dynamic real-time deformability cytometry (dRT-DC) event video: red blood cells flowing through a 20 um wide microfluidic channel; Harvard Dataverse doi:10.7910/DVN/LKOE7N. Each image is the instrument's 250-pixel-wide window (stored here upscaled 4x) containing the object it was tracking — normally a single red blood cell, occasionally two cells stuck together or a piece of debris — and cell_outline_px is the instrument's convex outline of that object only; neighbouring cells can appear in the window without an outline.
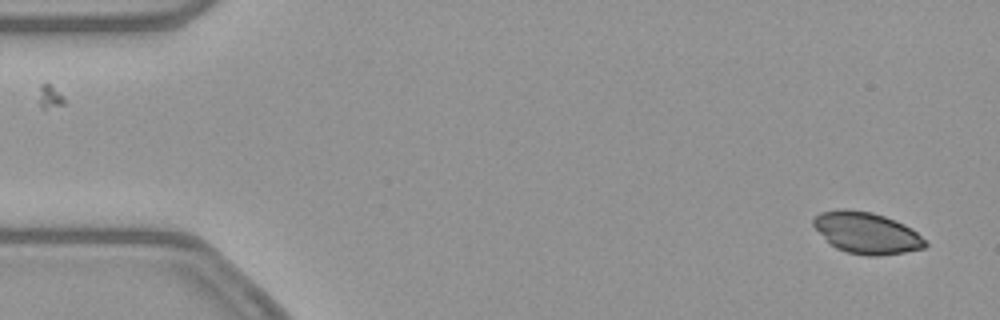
{"species": "common noctule bat (a hibernating species)", "species_latin": "Nyctalus noctula", "temperature_condition": "warm", "stored_images_in_passage": 38, "camera_frame_rate_fps": 3000, "um_per_image_px": 0.085, "animal": {"sex": "female", "body_mass_g": 21.9}, "frame": {"image": 1, "passage_image": 2, "time_ms": 0.333, "image_size_px": [1000, 320], "cell_outline_px": [[928, 244], [924, 248], [904, 252], [880, 256], [868, 256], [848, 252], [836, 248], [812, 224], [812, 220], [820, 212], [840, 208], [848, 208], [872, 212], [884, 216], [904, 224], [912, 228]], "centroid_in_image_um": [73.67, 19.78], "position_along_channel_um": 11.3, "area_um2": 26.82}}